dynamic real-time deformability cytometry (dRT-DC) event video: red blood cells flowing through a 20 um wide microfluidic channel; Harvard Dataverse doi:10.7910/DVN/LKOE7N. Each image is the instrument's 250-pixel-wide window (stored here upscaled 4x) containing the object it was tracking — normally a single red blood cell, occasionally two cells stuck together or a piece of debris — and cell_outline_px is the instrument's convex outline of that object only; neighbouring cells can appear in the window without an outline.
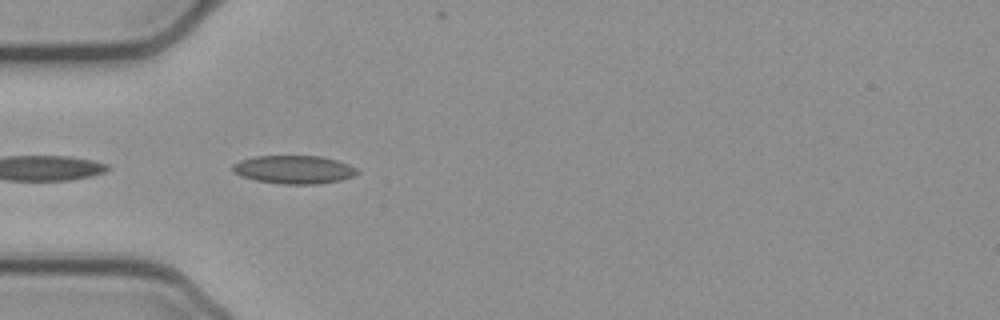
{"species": "common noctule bat (a hibernating species)", "species_latin": "Nyctalus noctula", "temperature_condition": "cold", "stored_images_in_passage": 3, "camera_frame_rate_fps": 3000, "um_per_image_px": 0.085, "animal": {"sex": "female", "body_mass_g": 21.9}, "frame": {"image": 1, "passage_image": 1, "time_ms": 0.0, "image_size_px": [1000, 320], "cell_outline_px": [[360, 172], [352, 176], [340, 180], [316, 184], [280, 184], [256, 180], [240, 176], [232, 172], [232, 164], [240, 160], [256, 156], [320, 156], [336, 160], [348, 164], [356, 168]], "centroid_in_image_um": [24.95, 14.41], "position_along_channel_um": 60.1, "area_um2": 20.52}}